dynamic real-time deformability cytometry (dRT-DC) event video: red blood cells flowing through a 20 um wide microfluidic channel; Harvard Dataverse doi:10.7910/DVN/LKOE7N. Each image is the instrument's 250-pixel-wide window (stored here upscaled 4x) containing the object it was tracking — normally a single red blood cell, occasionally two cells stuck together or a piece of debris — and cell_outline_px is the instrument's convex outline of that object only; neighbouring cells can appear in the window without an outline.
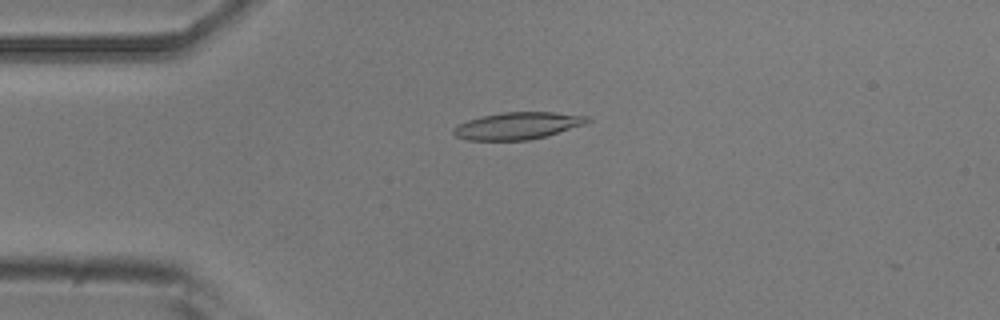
{"species": "common noctule bat (a hibernating species)", "species_latin": "Nyctalus noctula", "temperature_condition": "room temperature", "stored_images_in_passage": 49, "camera_frame_rate_fps": 3000, "um_per_image_px": 0.085, "animal": {"sex": "male", "body_mass_g": 20.5, "forearm_length_mm": 52.5}, "frame": {"image": 1, "passage_image": 12, "time_ms": 3.667, "image_size_px": [1000, 320], "cell_outline_px": [[592, 120], [584, 124], [548, 136], [528, 140], [468, 140], [456, 136], [452, 132], [452, 128], [468, 120], [480, 116], [500, 112], [556, 112], [588, 116]], "centroid_in_image_um": [44.01, 10.68], "position_along_channel_um": 41.0, "area_um2": 21.21}}
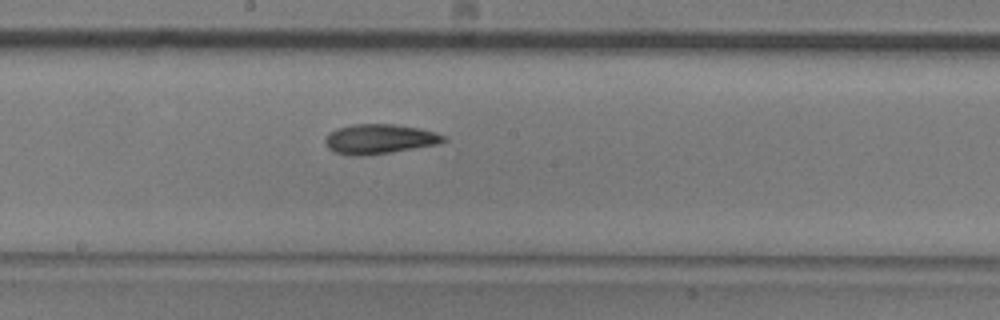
{"frame": {"image": 2, "passage_image": 27, "time_ms": 8.667, "image_size_px": [1000, 320], "cell_outline_px": [[448, 140], [440, 144], [392, 152], [360, 156], [352, 156], [336, 152], [328, 148], [324, 140], [328, 132], [336, 128], [352, 124], [392, 124], [420, 128], [444, 136]], "centroid_in_image_um": [32.23, 11.81], "position_along_channel_um": 216.0, "area_um2": 20.58}}
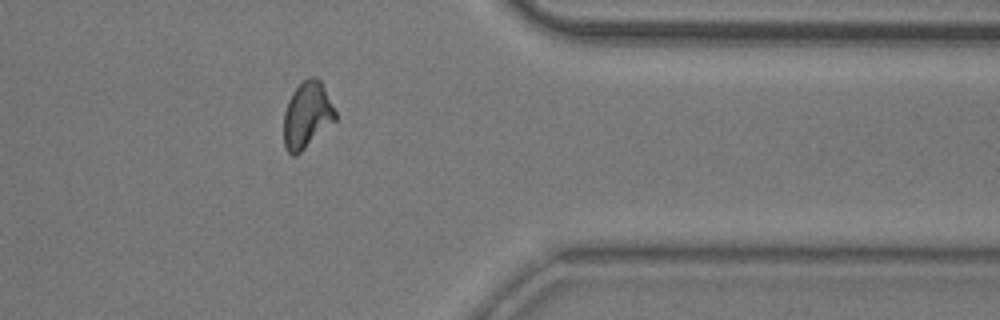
{"frame": {"image": 3, "passage_image": 41, "time_ms": 13.333, "image_size_px": [1000, 320], "cell_outline_px": [[336, 120], [296, 156], [292, 156], [284, 148], [284, 112], [288, 100], [292, 92], [308, 76], [316, 76], [320, 80], [336, 112]], "centroid_in_image_um": [26.08, 9.79], "position_along_channel_um": 385.3, "area_um2": 19.88}}